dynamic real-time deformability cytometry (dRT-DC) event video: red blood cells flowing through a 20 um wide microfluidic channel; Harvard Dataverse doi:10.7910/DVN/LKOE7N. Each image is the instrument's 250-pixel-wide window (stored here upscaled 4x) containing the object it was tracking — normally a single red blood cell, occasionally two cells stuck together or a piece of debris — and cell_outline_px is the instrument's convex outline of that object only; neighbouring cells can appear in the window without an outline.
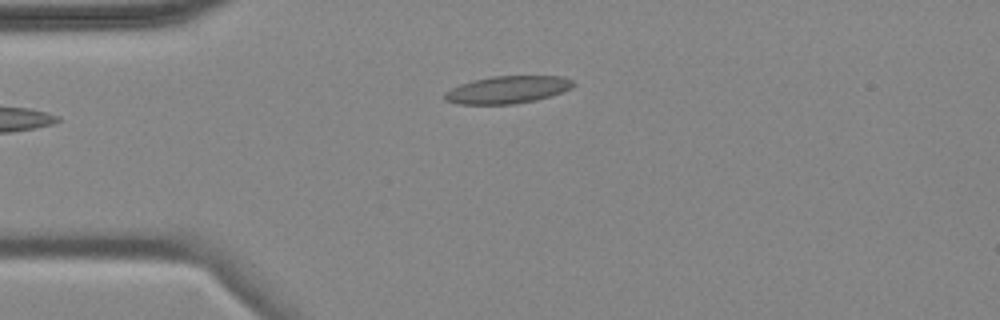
{"species": "common noctule bat (a hibernating species)", "species_latin": "Nyctalus noctula", "temperature_condition": "cold", "stored_images_in_passage": 4, "camera_frame_rate_fps": 3000, "um_per_image_px": 0.085, "animal": {"sex": "female", "body_mass_g": 18.4}, "frame": {"image": 1, "passage_image": 4, "time_ms": 3.333, "image_size_px": [1000, 320], "cell_outline_px": [[576, 84], [572, 88], [564, 92], [552, 96], [536, 100], [512, 104], [456, 104], [444, 100], [444, 92], [460, 84], [472, 80], [492, 76], [564, 76], [572, 80]], "centroid_in_image_um": [43.16, 7.62], "position_along_channel_um": 41.8, "area_um2": 20.81}}